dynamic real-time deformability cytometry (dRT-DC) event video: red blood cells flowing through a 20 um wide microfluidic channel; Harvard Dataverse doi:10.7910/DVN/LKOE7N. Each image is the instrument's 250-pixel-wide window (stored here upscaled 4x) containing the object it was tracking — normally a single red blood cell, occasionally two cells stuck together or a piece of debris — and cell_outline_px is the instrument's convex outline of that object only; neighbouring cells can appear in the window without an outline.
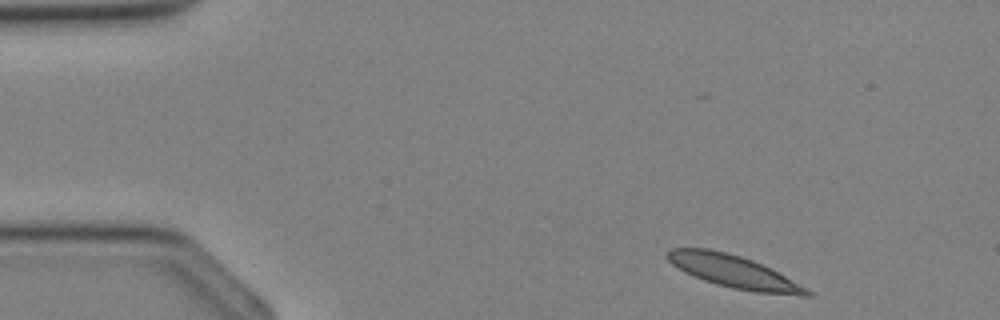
{"species": "Egyptian fruit bat (a non-hibernating species)", "species_latin": "Rousettus aegyptiacus", "temperature_condition": "cold", "stored_images_in_passage": 33, "camera_frame_rate_fps": 3000, "um_per_image_px": 0.085, "animal": {"sex": "female"}, "frame": {"image": 1, "passage_image": 1, "time_ms": 0.0, "image_size_px": [1000, 320], "cell_outline_px": [[812, 296], [800, 296], [756, 292], [732, 288], [716, 284], [704, 280], [684, 272], [672, 264], [664, 256], [664, 252], [668, 248], [708, 248], [740, 256], [752, 260], [772, 268], [808, 288], [812, 292]], "centroid_in_image_um": [62.37, 23.08], "position_along_channel_um": 22.6, "area_um2": 26.7}}
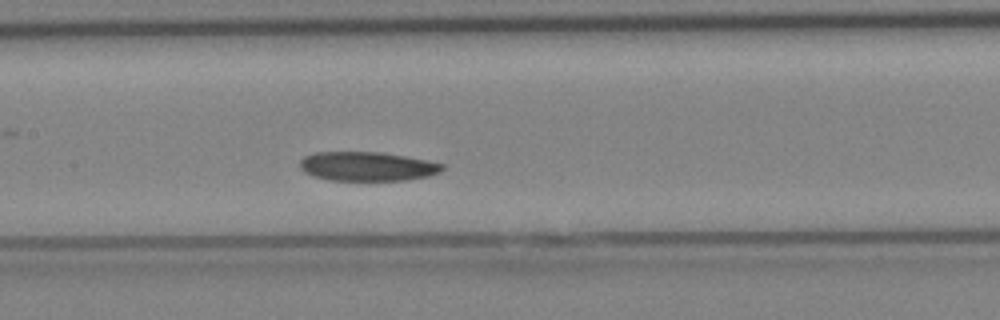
{"frame": {"image": 2, "passage_image": 14, "time_ms": 4.333, "image_size_px": [1000, 320], "cell_outline_px": [[444, 168], [440, 172], [428, 176], [404, 180], [328, 180], [312, 176], [304, 172], [300, 168], [300, 160], [304, 156], [316, 152], [380, 152], [428, 160], [444, 164]], "centroid_in_image_um": [31.2, 14.14], "position_along_channel_um": 176.2, "area_um2": 24.22}}
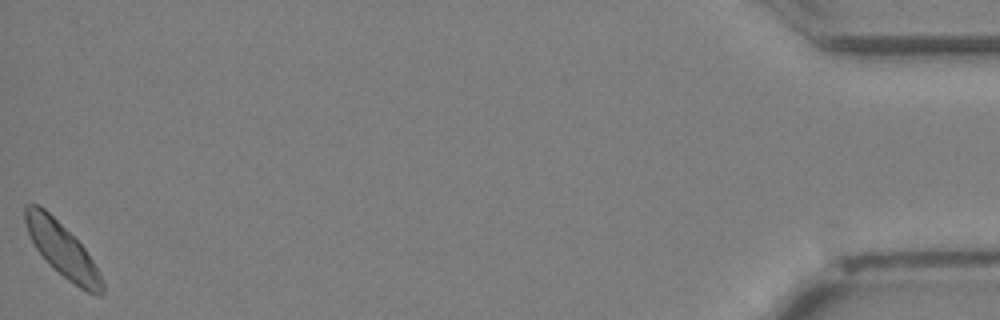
{"frame": {"image": 3, "passage_image": 33, "time_ms": 10.667, "image_size_px": [1000, 320], "cell_outline_px": [[104, 292], [100, 296], [88, 292], [80, 288], [68, 280], [48, 264], [36, 248], [28, 232], [24, 220], [24, 204], [36, 204], [44, 208], [84, 248], [92, 260], [104, 284]], "centroid_in_image_um": [5.27, 21.25], "position_along_channel_um": 429.9, "area_um2": 23.52}}